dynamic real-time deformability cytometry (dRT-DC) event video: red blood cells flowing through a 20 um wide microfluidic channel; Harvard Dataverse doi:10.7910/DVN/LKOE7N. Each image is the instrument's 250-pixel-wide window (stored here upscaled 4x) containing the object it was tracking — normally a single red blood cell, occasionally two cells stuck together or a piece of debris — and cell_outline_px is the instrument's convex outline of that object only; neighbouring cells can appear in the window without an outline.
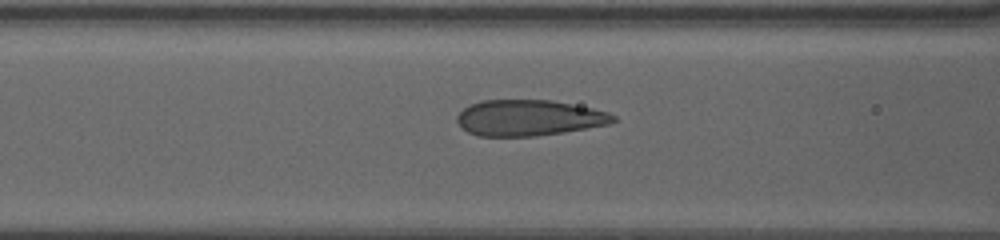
{"species": "human", "species_latin": "Homo sapiens", "temperature_condition": "warm", "stored_images_in_passage": 41, "camera_frame_rate_fps": 3000, "um_per_image_px": 0.085, "donor": {"sex": "female"}, "frame": {"image": 1, "passage_image": 13, "time_ms": 4.0, "image_size_px": [1000, 240], "cell_outline_px": [[616, 120], [608, 124], [564, 132], [536, 136], [480, 136], [468, 132], [460, 128], [456, 120], [456, 116], [464, 108], [480, 100], [552, 100], [592, 108], [608, 112], [616, 116]], "centroid_in_image_um": [44.93, 10.02], "position_along_channel_um": 121.7, "area_um2": 32.71}}
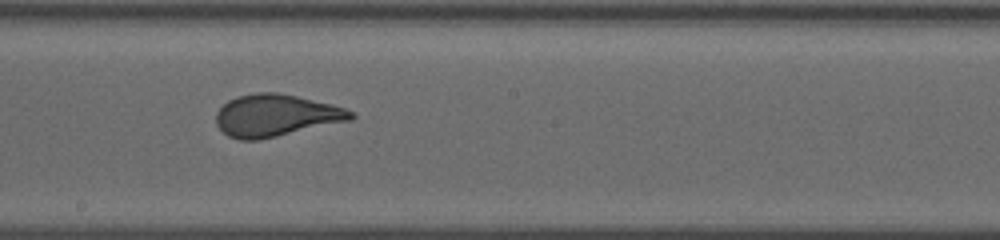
{"frame": {"image": 2, "passage_image": 22, "time_ms": 7.0, "image_size_px": [1000, 240], "cell_outline_px": [[356, 116], [352, 120], [260, 140], [240, 140], [228, 136], [216, 124], [216, 112], [228, 100], [236, 96], [256, 92], [276, 92], [296, 96], [344, 108], [352, 112]], "centroid_in_image_um": [23.42, 9.82], "position_along_channel_um": 224.8, "area_um2": 32.95}}
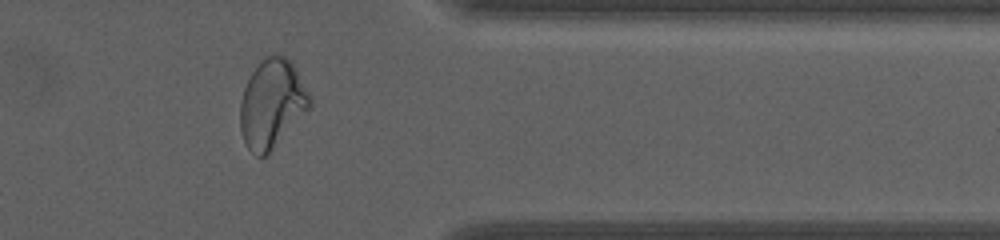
{"frame": {"image": 3, "passage_image": 37, "time_ms": 12.0, "image_size_px": [1000, 240], "cell_outline_px": [[312, 104], [268, 156], [256, 156], [248, 148], [244, 140], [240, 128], [240, 104], [244, 88], [252, 72], [272, 52], [276, 52], [284, 56], [292, 64], [312, 96]], "centroid_in_image_um": [23.12, 8.84], "position_along_channel_um": 388.3, "area_um2": 35.66}}